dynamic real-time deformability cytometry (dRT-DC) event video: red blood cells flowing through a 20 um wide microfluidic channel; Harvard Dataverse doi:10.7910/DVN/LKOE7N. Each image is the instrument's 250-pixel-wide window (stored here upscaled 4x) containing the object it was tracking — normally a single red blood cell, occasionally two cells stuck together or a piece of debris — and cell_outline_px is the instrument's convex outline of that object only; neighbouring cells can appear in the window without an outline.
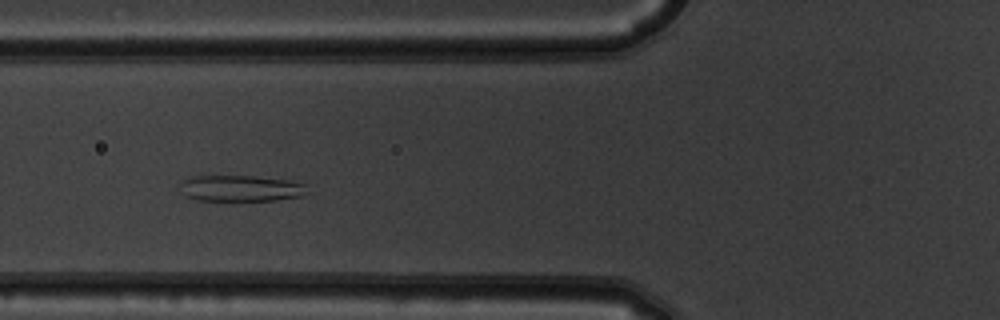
{"species": "common noctule bat (a hibernating species)", "species_latin": "Nyctalus noctula", "temperature_condition": "warm", "stored_images_in_passage": 6, "camera_frame_rate_fps": 3000, "um_per_image_px": 0.085, "animal": {"sex": "male", "body_mass_g": 19.5, "forearm_length_mm": 54.6}, "frame": {"image": 1, "passage_image": 5, "time_ms": 1.333, "image_size_px": [1000, 320], "cell_outline_px": [[308, 184], [304, 196], [276, 200], [196, 200], [184, 196], [180, 192], [176, 184], [180, 180], [188, 176], [252, 176], [288, 180]], "centroid_in_image_um": [20.37, 16.0], "position_along_channel_um": 105.4, "area_um2": 19.83}}